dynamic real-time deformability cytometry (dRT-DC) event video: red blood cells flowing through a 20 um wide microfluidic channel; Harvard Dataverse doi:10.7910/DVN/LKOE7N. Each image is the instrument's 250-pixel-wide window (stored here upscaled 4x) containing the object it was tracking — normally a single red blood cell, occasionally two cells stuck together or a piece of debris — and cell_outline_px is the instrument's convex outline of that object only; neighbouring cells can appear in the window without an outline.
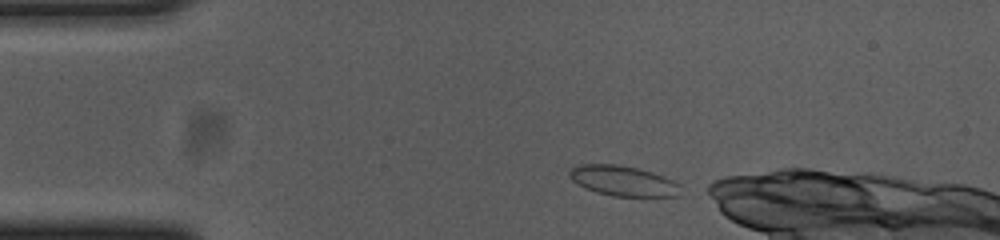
{"species": "common noctule bat (a hibernating species)", "species_latin": "Nyctalus noctula", "temperature_condition": "cold", "stored_images_in_passage": 46, "camera_frame_rate_fps": 3000, "um_per_image_px": 0.085, "animal": {"sex": "female", "body_mass_g": 23.0, "forearm_length_mm": 53.4}, "frame": {"image": 1, "passage_image": 1, "time_ms": 0.0, "image_size_px": [1000, 240], "cell_outline_px": [[680, 196], [612, 196], [596, 192], [584, 188], [572, 180], [568, 176], [568, 172], [572, 168], [580, 164], [616, 164], [636, 168], [652, 172], [672, 180], [680, 184]], "centroid_in_image_um": [52.94, 15.38], "position_along_channel_um": 32.1, "area_um2": 19.54}}
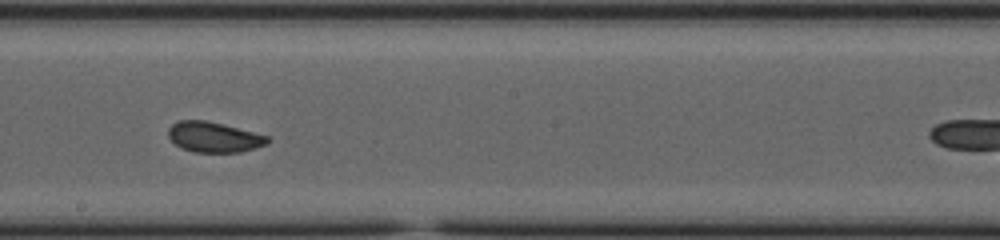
{"frame": {"image": 2, "passage_image": 21, "time_ms": 6.667, "image_size_px": [1000, 240], "cell_outline_px": [[272, 140], [268, 144], [240, 152], [192, 152], [180, 148], [168, 136], [168, 128], [176, 120], [204, 120], [224, 124], [268, 136]], "centroid_in_image_um": [18.18, 11.65], "position_along_channel_um": 230.0, "area_um2": 17.69}}
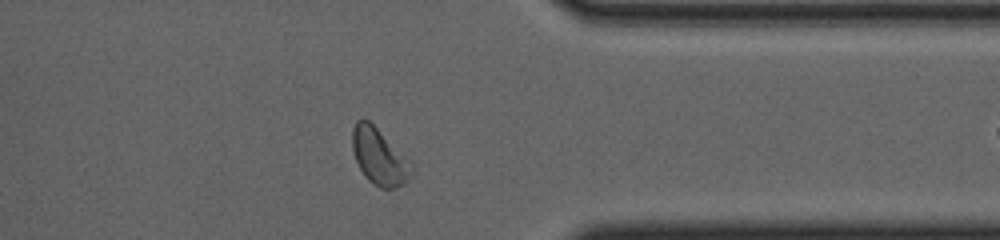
{"frame": {"image": 3, "passage_image": 34, "time_ms": 11.0, "image_size_px": [1000, 240], "cell_outline_px": [[412, 168], [408, 180], [404, 184], [396, 188], [380, 188], [372, 184], [368, 180], [360, 168], [356, 160], [352, 148], [352, 128], [356, 120], [364, 116], [412, 160]], "centroid_in_image_um": [32.24, 13.29], "position_along_channel_um": 379.2, "area_um2": 19.77}, "authors_computed_cell_mechanics": {"area_um2": 18.3804, "velocity_mm_per_s": 3.6585, "shape_relaxation_time_tau1_ms": 7.0199, "shape_relaxation_time_tau2_ms": 1.7006, "deformation_change_tau1": 0.0994, "deformation_change_tau2": 0.0632}}